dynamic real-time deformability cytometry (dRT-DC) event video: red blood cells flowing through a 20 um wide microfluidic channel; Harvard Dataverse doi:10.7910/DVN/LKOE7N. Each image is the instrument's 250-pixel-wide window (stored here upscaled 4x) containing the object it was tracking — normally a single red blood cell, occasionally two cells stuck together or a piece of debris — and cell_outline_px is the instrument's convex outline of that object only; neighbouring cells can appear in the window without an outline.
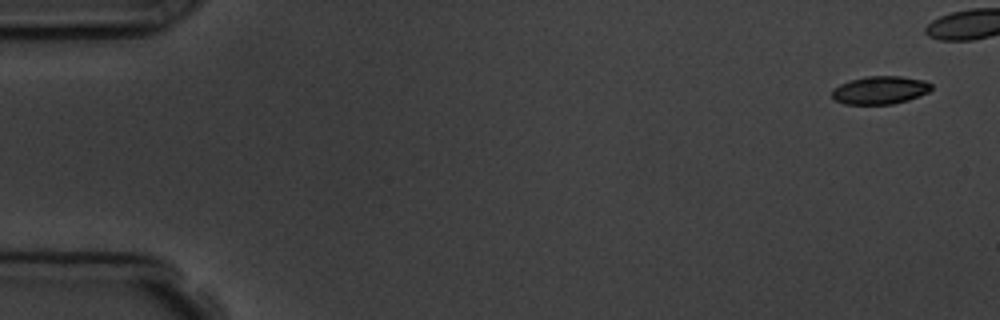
{"species": "common noctule bat (a hibernating species)", "species_latin": "Nyctalus noctula", "temperature_condition": "room temperature", "stored_images_in_passage": 6, "camera_frame_rate_fps": 3000, "um_per_image_px": 0.085, "animal": {"sex": "male", "body_mass_g": 19.5, "forearm_length_mm": 54.6}, "frame": {"image": 1, "passage_image": 1, "time_ms": 0.0, "image_size_px": [1000, 320], "cell_outline_px": [[932, 88], [928, 92], [908, 100], [892, 104], [844, 104], [836, 100], [832, 96], [832, 88], [840, 84], [864, 76], [900, 76], [924, 80], [932, 84]], "centroid_in_image_um": [74.8, 7.65], "position_along_channel_um": 10.2, "area_um2": 16.18}}
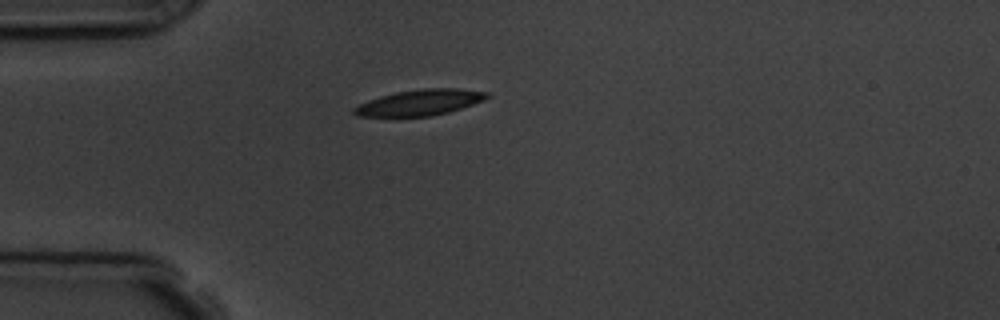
{"frame": {"image": 2, "passage_image": 6, "time_ms": 5.667, "image_size_px": [1000, 320], "cell_outline_px": [[492, 96], [484, 100], [448, 112], [432, 116], [356, 116], [352, 112], [352, 108], [368, 100], [380, 96], [396, 92], [424, 88], [460, 88], [488, 92]], "centroid_in_image_um": [35.7, 8.7], "position_along_channel_um": 49.3, "area_um2": 20.0}}